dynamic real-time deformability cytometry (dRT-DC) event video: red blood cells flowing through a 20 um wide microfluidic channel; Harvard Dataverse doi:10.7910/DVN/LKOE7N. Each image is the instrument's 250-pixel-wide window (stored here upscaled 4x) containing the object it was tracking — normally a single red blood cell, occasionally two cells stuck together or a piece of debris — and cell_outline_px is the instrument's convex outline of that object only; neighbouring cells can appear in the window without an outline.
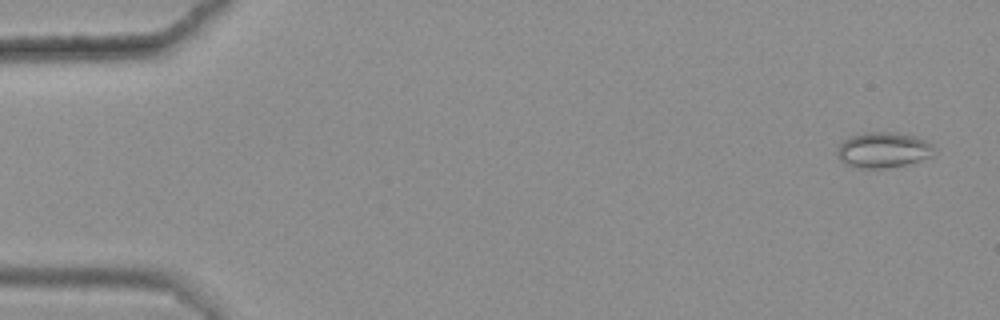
{"species": "common noctule bat (a hibernating species)", "species_latin": "Nyctalus noctula", "temperature_condition": "warm", "stored_images_in_passage": 12, "camera_frame_rate_fps": 3000, "um_per_image_px": 0.085, "animal": {"sex": "female", "body_mass_g": 25.1}, "frame": {"image": 1, "passage_image": 3, "time_ms": 0.667, "image_size_px": [1000, 320], "cell_outline_px": [[936, 148], [928, 156], [908, 164], [884, 168], [864, 168], [844, 164], [836, 156], [836, 152], [840, 144], [848, 136], [864, 132], [896, 132], [912, 136], [924, 140], [932, 144]], "centroid_in_image_um": [75.01, 12.73], "position_along_channel_um": 10.0, "area_um2": 19.94}}